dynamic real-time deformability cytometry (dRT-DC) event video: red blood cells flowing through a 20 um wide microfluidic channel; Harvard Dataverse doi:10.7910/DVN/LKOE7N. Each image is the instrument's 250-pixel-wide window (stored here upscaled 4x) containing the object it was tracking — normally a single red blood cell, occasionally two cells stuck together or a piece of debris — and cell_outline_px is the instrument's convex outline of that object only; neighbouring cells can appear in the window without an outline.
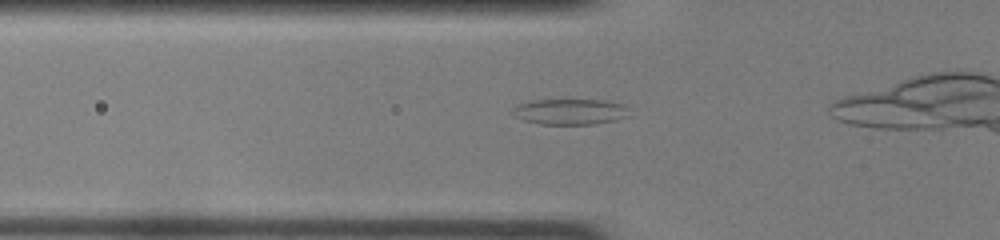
{"species": "common noctule bat (a hibernating species)", "species_latin": "Nyctalus noctula", "temperature_condition": "room temperature", "stored_images_in_passage": 10, "camera_frame_rate_fps": 3000, "um_per_image_px": 0.085, "animal": {"sex": "female", "body_mass_g": 22.0, "forearm_length_mm": 56.7}, "frame": {"image": 1, "passage_image": 5, "time_ms": 1.333, "image_size_px": [1000, 240], "cell_outline_px": [[632, 116], [616, 120], [592, 124], [540, 124], [524, 120], [508, 112], [516, 104], [532, 100], [604, 100], [620, 104], [628, 108]], "centroid_in_image_um": [48.44, 9.49], "position_along_channel_um": 77.4, "area_um2": 17.69}}